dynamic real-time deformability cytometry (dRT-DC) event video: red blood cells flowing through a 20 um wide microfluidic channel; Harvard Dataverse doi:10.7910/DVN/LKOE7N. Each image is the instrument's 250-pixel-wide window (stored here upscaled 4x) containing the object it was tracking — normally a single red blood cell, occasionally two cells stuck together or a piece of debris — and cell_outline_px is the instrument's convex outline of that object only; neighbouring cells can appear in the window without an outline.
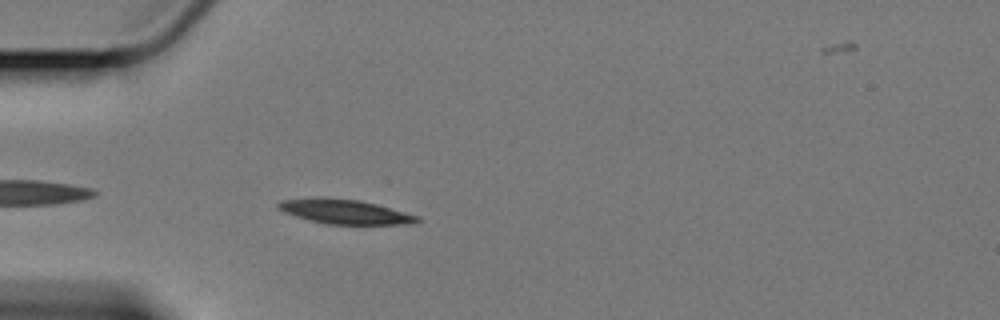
{"species": "Egyptian fruit bat (a non-hibernating species)", "species_latin": "Rousettus aegyptiacus", "temperature_condition": "cold", "stored_images_in_passage": 26, "camera_frame_rate_fps": 3000, "um_per_image_px": 0.085, "animal": {"sex": "female"}, "frame": {"image": 1, "passage_image": 3, "time_ms": 0.667, "image_size_px": [1000, 320], "cell_outline_px": [[420, 220], [412, 224], [324, 224], [308, 220], [284, 212], [276, 208], [276, 204], [280, 200], [316, 196], [332, 196], [360, 200], [376, 204], [420, 216]], "centroid_in_image_um": [29.24, 17.96], "position_along_channel_um": 55.8, "area_um2": 20.35}}
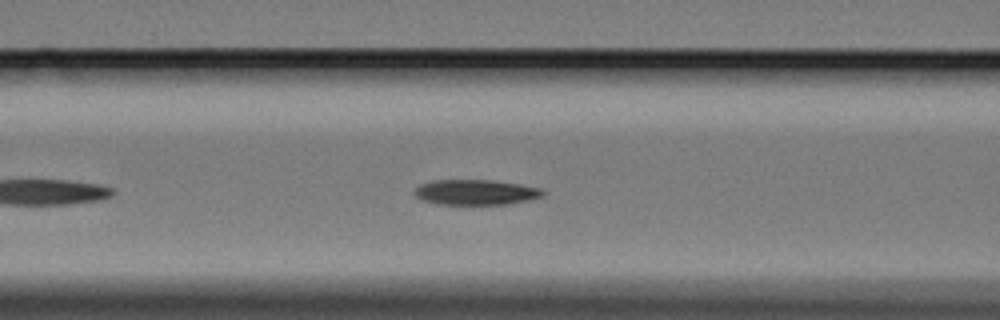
{"frame": {"image": 2, "passage_image": 10, "time_ms": 3.0, "image_size_px": [1000, 320], "cell_outline_px": [[548, 192], [544, 196], [528, 200], [508, 204], [436, 204], [420, 200], [412, 192], [420, 184], [432, 180], [492, 180], [520, 184], [544, 188]], "centroid_in_image_um": [40.47, 16.34], "position_along_channel_um": 126.1, "area_um2": 19.25}}
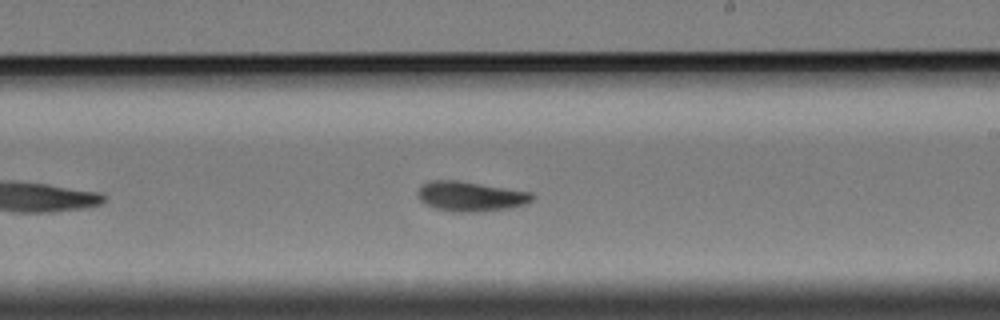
{"frame": {"image": 3, "passage_image": 21, "time_ms": 6.667, "image_size_px": [1000, 320], "cell_outline_px": [[536, 196], [528, 204], [512, 208], [476, 212], [452, 212], [436, 208], [424, 204], [416, 196], [416, 192], [420, 184], [428, 180], [460, 180], [532, 192]], "centroid_in_image_um": [39.98, 16.68], "position_along_channel_um": 249.0, "area_um2": 20.52}}